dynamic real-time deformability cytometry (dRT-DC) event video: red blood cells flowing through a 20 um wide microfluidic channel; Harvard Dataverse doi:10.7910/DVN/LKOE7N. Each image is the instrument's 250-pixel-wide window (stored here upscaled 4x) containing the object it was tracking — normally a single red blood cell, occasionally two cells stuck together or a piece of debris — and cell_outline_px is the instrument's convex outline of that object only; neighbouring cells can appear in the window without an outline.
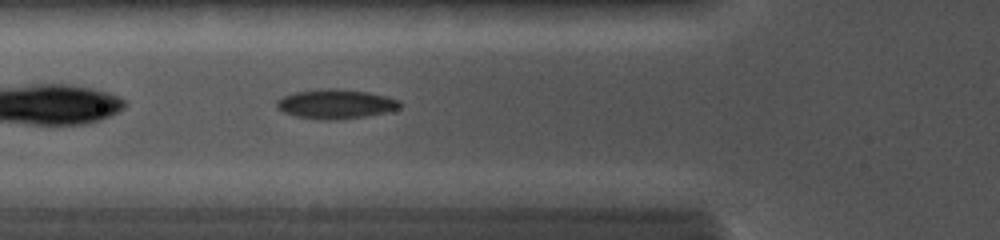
{"species": "common noctule bat (a hibernating species)", "species_latin": "Nyctalus noctula", "temperature_condition": "cold", "stored_images_in_passage": 17, "camera_frame_rate_fps": 5000, "um_per_image_px": 0.085, "animal": {"sex": "female", "body_mass_g": 19.0, "forearm_length_mm": 56.7}, "frame": {"image": 1, "passage_image": 6, "time_ms": 1.4, "image_size_px": [1000, 240], "cell_outline_px": [[404, 104], [400, 108], [368, 116], [336, 120], [320, 120], [296, 116], [284, 112], [276, 108], [276, 100], [284, 96], [296, 92], [324, 88], [336, 88], [368, 92], [388, 96], [400, 100]], "centroid_in_image_um": [28.56, 8.84], "position_along_channel_um": 97.2, "area_um2": 21.33}}
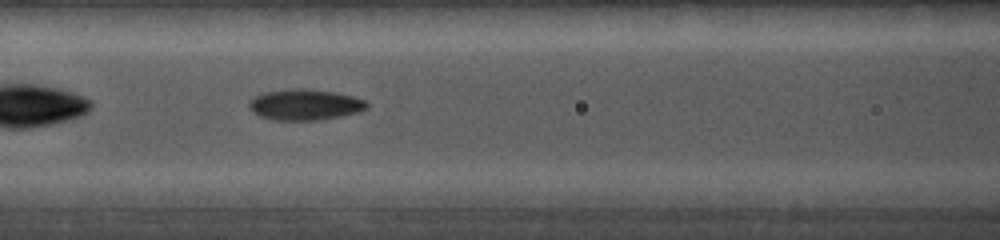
{"frame": {"image": 2, "passage_image": 10, "time_ms": 2.4, "image_size_px": [1000, 240], "cell_outline_px": [[368, 108], [356, 112], [340, 116], [316, 120], [272, 120], [260, 116], [252, 112], [248, 108], [248, 104], [256, 96], [264, 92], [292, 88], [308, 88], [332, 92], [352, 96], [364, 100], [368, 104]], "centroid_in_image_um": [25.88, 8.89], "position_along_channel_um": 140.7, "area_um2": 21.1}}